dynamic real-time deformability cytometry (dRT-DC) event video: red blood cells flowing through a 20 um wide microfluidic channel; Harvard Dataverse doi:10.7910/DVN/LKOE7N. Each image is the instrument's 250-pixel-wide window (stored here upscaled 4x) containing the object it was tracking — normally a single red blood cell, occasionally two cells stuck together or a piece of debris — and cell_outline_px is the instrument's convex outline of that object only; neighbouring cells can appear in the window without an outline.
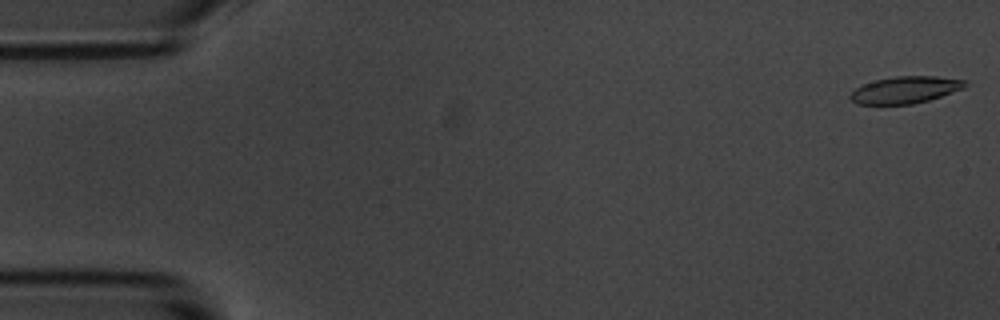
{"species": "common noctule bat (a hibernating species)", "species_latin": "Nyctalus noctula", "temperature_condition": "room temperature", "stored_images_in_passage": 57, "camera_frame_rate_fps": 3000, "um_per_image_px": 0.085, "animal": {"sex": "male", "body_mass_g": 20.1, "forearm_length_mm": 53.5}, "frame": {"image": 1, "passage_image": 1, "time_ms": 0.0, "image_size_px": [1000, 320], "cell_outline_px": [[968, 84], [964, 88], [928, 100], [912, 104], [856, 104], [848, 96], [856, 88], [864, 84], [876, 80], [896, 76], [936, 76], [968, 80]], "centroid_in_image_um": [76.97, 7.63], "position_along_channel_um": 8.0, "area_um2": 17.92}}
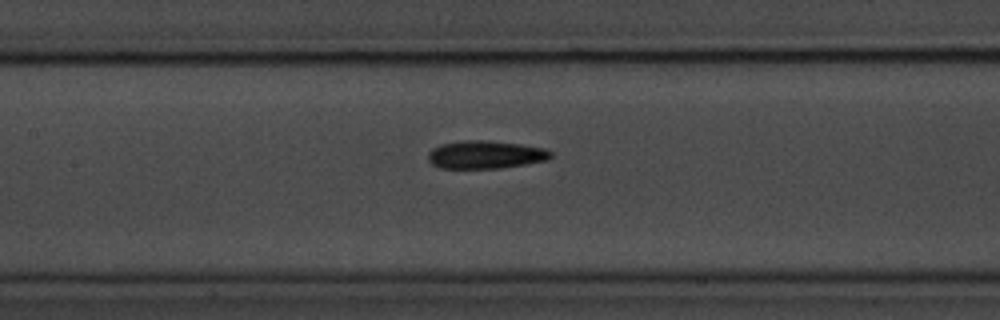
{"frame": {"image": 2, "passage_image": 26, "time_ms": 8.333, "image_size_px": [1000, 320], "cell_outline_px": [[552, 156], [548, 160], [524, 164], [496, 168], [440, 168], [432, 164], [428, 160], [428, 152], [432, 148], [440, 144], [464, 140], [488, 140], [520, 144], [544, 148], [552, 152]], "centroid_in_image_um": [41.24, 13.14], "position_along_channel_um": 166.2, "area_um2": 20.0}}
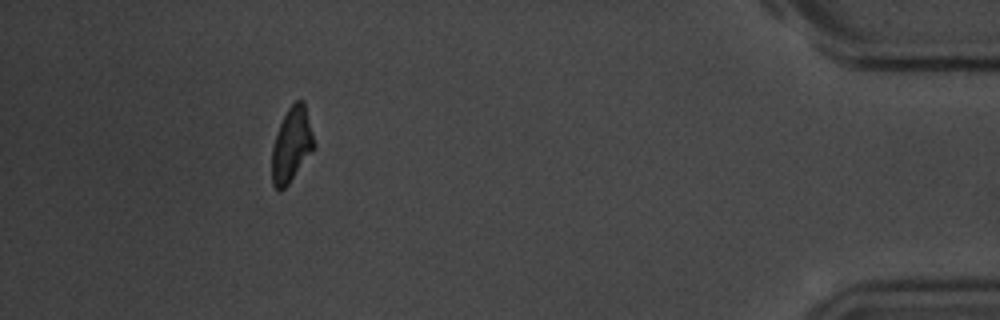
{"frame": {"image": 3, "passage_image": 52, "time_ms": 17.0, "image_size_px": [1000, 320], "cell_outline_px": [[312, 152], [288, 184], [280, 192], [272, 184], [272, 148], [276, 132], [288, 108], [296, 100], [304, 100], [312, 132]], "centroid_in_image_um": [24.75, 12.31], "position_along_channel_um": 410.4, "area_um2": 17.92}, "authors_computed_cell_mechanics": {"area_um2": 19.1896, "velocity_mm_per_s": 3.5027, "shape_relaxation_time_tau1_ms": 3.3384, "shape_relaxation_time_tau2_ms": 6.0319, "deformation_change_tau1": 0.121, "deformation_change_tau2": 0.1337}}